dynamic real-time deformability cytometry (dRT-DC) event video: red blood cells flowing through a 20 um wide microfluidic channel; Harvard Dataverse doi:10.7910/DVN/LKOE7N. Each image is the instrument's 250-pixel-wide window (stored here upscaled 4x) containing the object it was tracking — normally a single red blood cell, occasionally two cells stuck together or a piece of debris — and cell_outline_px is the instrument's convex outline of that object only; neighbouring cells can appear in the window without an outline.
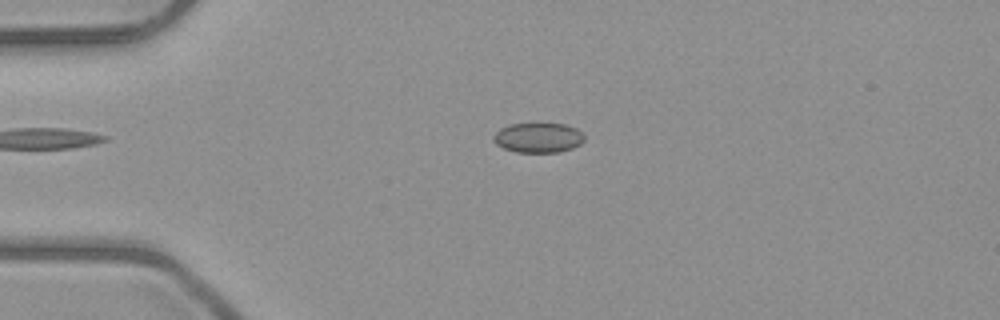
{"species": "common noctule bat (a hibernating species)", "species_latin": "Nyctalus noctula", "temperature_condition": "room temperature", "stored_images_in_passage": 3, "camera_frame_rate_fps": 3000, "um_per_image_px": 0.085, "animal": {"sex": "male", "body_mass_g": 23.1, "forearm_length_mm": 52.7}, "frame": {"image": 1, "passage_image": 2, "time_ms": 1.333, "image_size_px": [1000, 320], "cell_outline_px": [[584, 140], [580, 144], [572, 148], [560, 152], [516, 152], [504, 148], [496, 144], [492, 140], [492, 136], [500, 128], [512, 124], [536, 120], [564, 124], [576, 128], [584, 136]], "centroid_in_image_um": [45.73, 11.65], "position_along_channel_um": 39.3, "area_um2": 16.47}}